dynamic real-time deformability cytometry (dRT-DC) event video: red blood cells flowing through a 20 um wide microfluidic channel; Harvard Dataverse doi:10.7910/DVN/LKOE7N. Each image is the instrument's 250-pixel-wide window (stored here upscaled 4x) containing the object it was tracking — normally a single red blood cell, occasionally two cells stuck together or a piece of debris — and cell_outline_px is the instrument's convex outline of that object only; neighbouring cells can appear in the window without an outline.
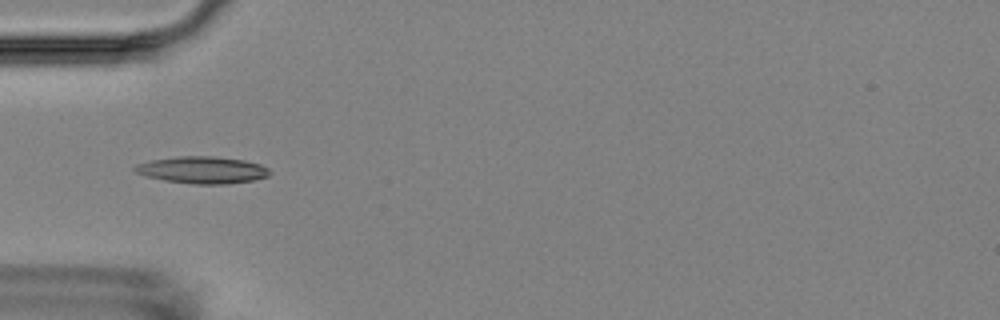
{"species": "Egyptian fruit bat (a non-hibernating species)", "species_latin": "Rousettus aegyptiacus", "temperature_condition": "room temperature", "stored_images_in_passage": 11, "camera_frame_rate_fps": 3000, "um_per_image_px": 0.085, "animal": {"sex": "female"}, "frame": {"image": 1, "passage_image": 2, "time_ms": 1.333, "image_size_px": [1000, 320], "cell_outline_px": [[272, 172], [268, 176], [252, 180], [224, 184], [192, 184], [164, 180], [144, 176], [136, 172], [132, 168], [136, 164], [152, 160], [176, 156], [212, 156], [244, 160], [260, 164], [268, 168]], "centroid_in_image_um": [17.18, 14.44], "position_along_channel_um": 67.8, "area_um2": 21.21}}
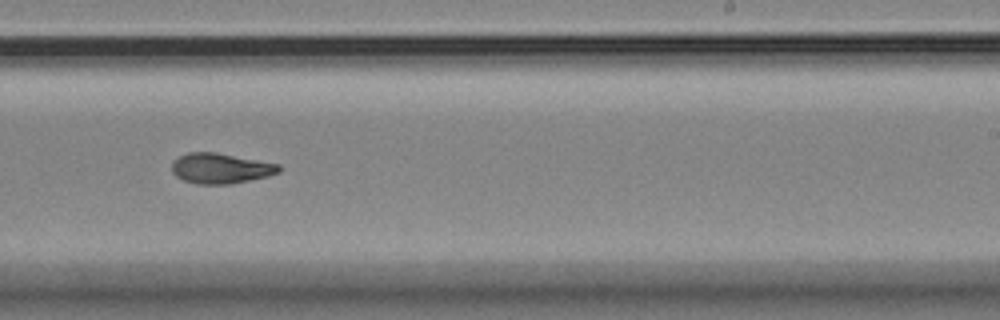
{"frame": {"image": 2, "passage_image": 7, "time_ms": 7.0, "image_size_px": [1000, 320], "cell_outline_px": [[280, 172], [268, 176], [232, 184], [196, 184], [184, 180], [176, 176], [172, 172], [172, 160], [188, 152], [216, 152], [280, 164]], "centroid_in_image_um": [18.75, 14.31], "position_along_channel_um": 270.3, "area_um2": 19.02}}
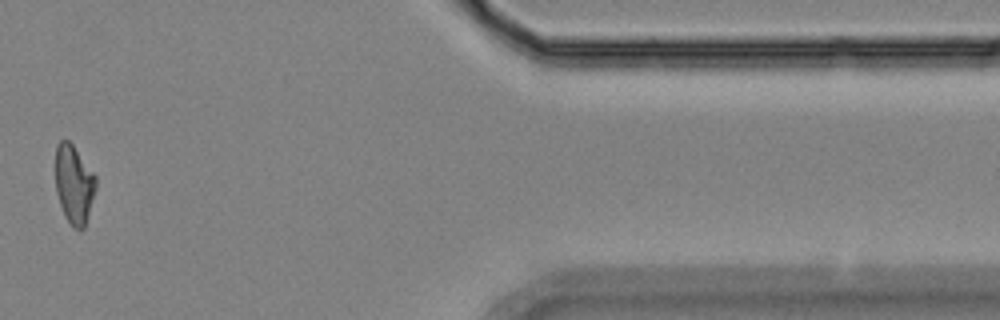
{"frame": {"image": 3, "passage_image": 10, "time_ms": 12.0, "image_size_px": [1000, 320], "cell_outline_px": [[96, 188], [84, 228], [80, 232], [72, 228], [64, 216], [56, 192], [56, 144], [60, 140], [68, 140], [72, 144], [96, 176]], "centroid_in_image_um": [6.28, 15.7], "position_along_channel_um": 405.1, "area_um2": 18.55}, "authors_computed_cell_mechanics": {"area_um2": 19.074, "velocity_mm_per_s": 3.5691, "shape_relaxation_time_tau1_ms": null, "shape_relaxation_time_tau2_ms": 3.2087, "deformation_change_tau1": null, "deformation_change_tau2": 0.0959}}